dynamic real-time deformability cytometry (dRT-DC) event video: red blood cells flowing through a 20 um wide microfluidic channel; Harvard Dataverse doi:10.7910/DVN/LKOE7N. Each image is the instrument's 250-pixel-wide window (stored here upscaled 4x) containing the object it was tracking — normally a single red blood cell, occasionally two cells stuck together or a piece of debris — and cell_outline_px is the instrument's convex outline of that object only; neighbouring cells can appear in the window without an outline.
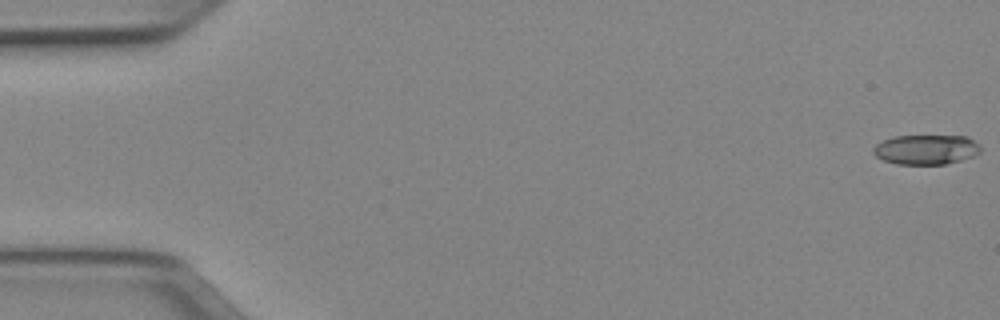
{"species": "Egyptian fruit bat (a non-hibernating species)", "species_latin": "Rousettus aegyptiacus", "temperature_condition": "cold", "stored_images_in_passage": 51, "camera_frame_rate_fps": 3000, "um_per_image_px": 0.085, "animal": {"sex": "female"}, "frame": {"image": 1, "passage_image": 1, "time_ms": 0.0, "image_size_px": [1000, 320], "cell_outline_px": [[980, 152], [972, 156], [960, 160], [944, 164], [896, 164], [884, 160], [876, 156], [872, 152], [872, 148], [876, 144], [884, 140], [896, 136], [968, 136], [980, 144]], "centroid_in_image_um": [78.72, 12.7], "position_along_channel_um": 6.3, "area_um2": 18.55}}
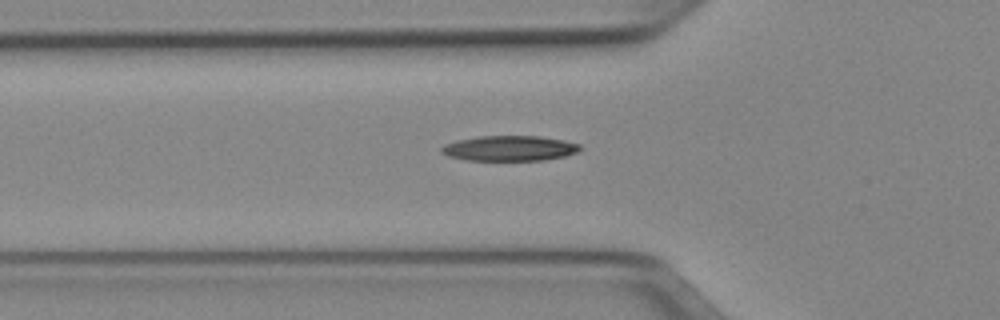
{"frame": {"image": 2, "passage_image": 18, "time_ms": 5.667, "image_size_px": [1000, 320], "cell_outline_px": [[580, 148], [576, 152], [564, 156], [544, 160], [464, 160], [448, 156], [440, 152], [440, 148], [444, 144], [456, 140], [480, 136], [540, 136], [564, 140], [580, 144]], "centroid_in_image_um": [43.26, 12.6], "position_along_channel_um": 82.5, "area_um2": 20.4}}
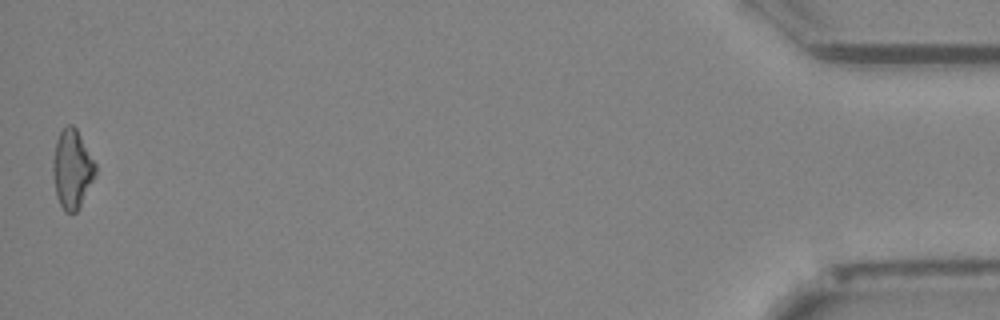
{"frame": {"image": 3, "passage_image": 51, "time_ms": 16.667, "image_size_px": [1000, 320], "cell_outline_px": [[96, 176], [76, 212], [64, 212], [56, 196], [52, 172], [52, 160], [56, 140], [60, 132], [68, 124], [72, 124], [76, 128], [96, 164]], "centroid_in_image_um": [6.12, 14.37], "position_along_channel_um": 429.1, "area_um2": 19.54}, "authors_computed_cell_mechanics": {"area_um2": 19.4786, "velocity_mm_per_s": 3.9951, "shape_relaxation_time_tau1_ms": 6.9105, "shape_relaxation_time_tau2_ms": null, "deformation_change_tau1": 0.1805, "deformation_change_tau2": null}}